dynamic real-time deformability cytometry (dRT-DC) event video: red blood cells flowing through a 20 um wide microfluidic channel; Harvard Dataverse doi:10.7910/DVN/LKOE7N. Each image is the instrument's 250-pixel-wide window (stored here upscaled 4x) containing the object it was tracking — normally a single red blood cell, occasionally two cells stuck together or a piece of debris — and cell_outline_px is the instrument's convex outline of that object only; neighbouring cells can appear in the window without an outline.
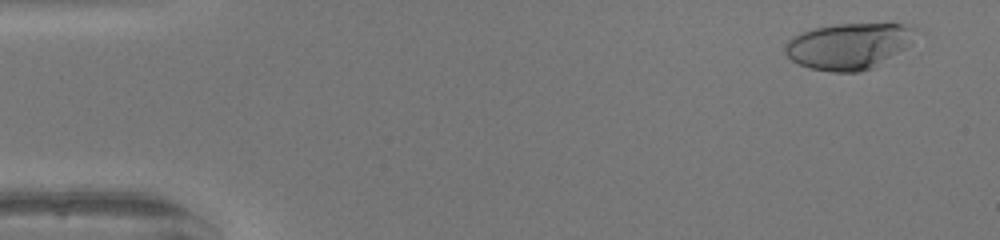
{"species": "human", "species_latin": "Homo sapiens", "temperature_condition": "warm", "stored_images_in_passage": 50, "camera_frame_rate_fps": 3000, "um_per_image_px": 0.085, "donor": {"sex": "female"}, "frame": {"image": 1, "passage_image": 3, "time_ms": 0.667, "image_size_px": [1000, 240], "cell_outline_px": [[916, 32], [908, 44], [904, 48], [872, 68], [860, 72], [832, 72], [812, 68], [800, 64], [792, 60], [784, 52], [784, 44], [792, 36], [800, 32], [816, 28], [836, 24], [900, 24], [916, 28]], "centroid_in_image_um": [72.08, 3.91], "position_along_channel_um": 12.9, "area_um2": 34.62}}
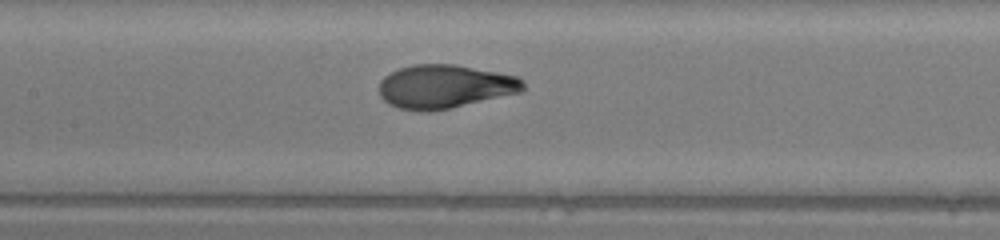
{"frame": {"image": 2, "passage_image": 25, "time_ms": 8.0, "image_size_px": [1000, 240], "cell_outline_px": [[524, 92], [448, 108], [428, 112], [424, 112], [400, 108], [388, 104], [380, 96], [380, 80], [384, 76], [400, 68], [412, 64], [456, 64], [516, 76], [524, 80]], "centroid_in_image_um": [37.82, 7.35], "position_along_channel_um": 169.6, "area_um2": 36.59}}
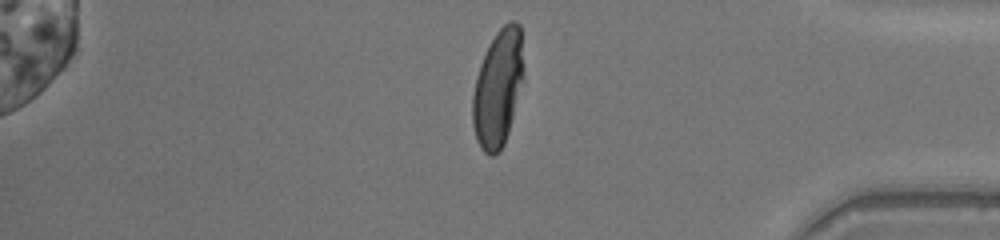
{"frame": {"image": 3, "passage_image": 44, "time_ms": 14.333, "image_size_px": [1000, 240], "cell_outline_px": [[524, 76], [508, 132], [504, 144], [500, 152], [492, 156], [484, 152], [476, 140], [472, 124], [472, 96], [476, 76], [480, 64], [496, 32], [508, 20], [516, 20], [520, 24]], "centroid_in_image_um": [42.32, 7.49], "position_along_channel_um": 392.9, "area_um2": 34.8}, "authors_computed_cell_mechanics": {"area_um2": 35.8938, "velocity_mm_per_s": 3.9481, "shape_relaxation_time_tau1_ms": 5.3975, "shape_relaxation_time_tau2_ms": null, "deformation_change_tau1": 0.2765, "deformation_change_tau2": null}}